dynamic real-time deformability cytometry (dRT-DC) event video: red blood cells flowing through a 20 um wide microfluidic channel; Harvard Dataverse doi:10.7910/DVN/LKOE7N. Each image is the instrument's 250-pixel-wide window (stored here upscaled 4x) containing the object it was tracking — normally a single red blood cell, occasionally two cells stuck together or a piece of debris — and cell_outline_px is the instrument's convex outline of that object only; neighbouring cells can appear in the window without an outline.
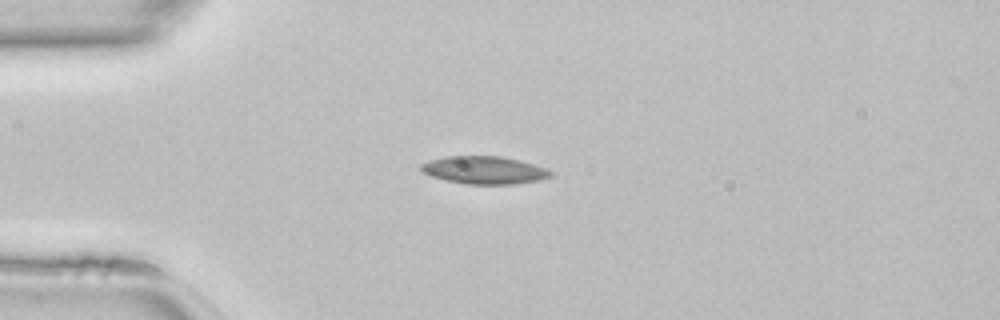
{"species": "common noctule bat (a hibernating species)", "species_latin": "Nyctalus noctula", "temperature_condition": "room temperature", "stored_images_in_passage": 36, "camera_frame_rate_fps": 3000, "um_per_image_px": 0.085, "animal": {"sex": "female", "body_mass_g": 22.7, "forearm_length_mm": 54.2}, "frame": {"image": 1, "passage_image": 1, "time_ms": 0.0, "image_size_px": [1000, 320], "cell_outline_px": [[552, 176], [540, 180], [516, 184], [464, 184], [444, 180], [432, 176], [424, 172], [420, 168], [420, 164], [444, 156], [500, 156], [520, 160], [544, 168], [552, 172]], "centroid_in_image_um": [41.16, 14.46], "position_along_channel_um": 43.8, "area_um2": 20.87}}
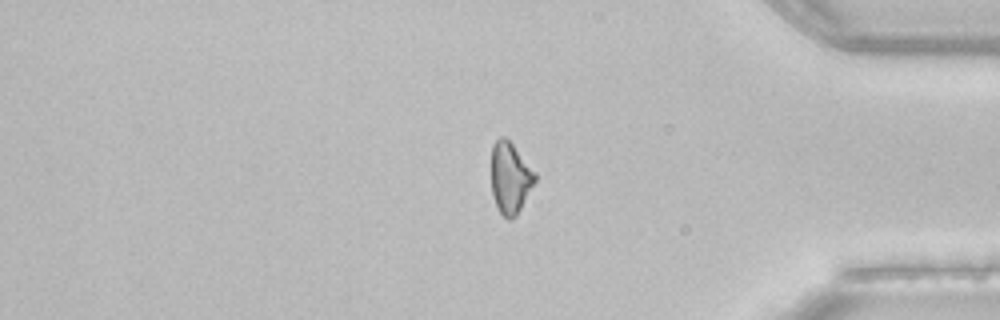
{"frame": {"image": 2, "passage_image": 28, "time_ms": 9.0, "image_size_px": [1000, 320], "cell_outline_px": [[536, 180], [516, 216], [508, 220], [500, 212], [492, 196], [492, 144], [500, 136], [504, 136], [512, 144], [536, 172]], "centroid_in_image_um": [43.36, 15.11], "position_along_channel_um": 391.8, "area_um2": 17.98}}